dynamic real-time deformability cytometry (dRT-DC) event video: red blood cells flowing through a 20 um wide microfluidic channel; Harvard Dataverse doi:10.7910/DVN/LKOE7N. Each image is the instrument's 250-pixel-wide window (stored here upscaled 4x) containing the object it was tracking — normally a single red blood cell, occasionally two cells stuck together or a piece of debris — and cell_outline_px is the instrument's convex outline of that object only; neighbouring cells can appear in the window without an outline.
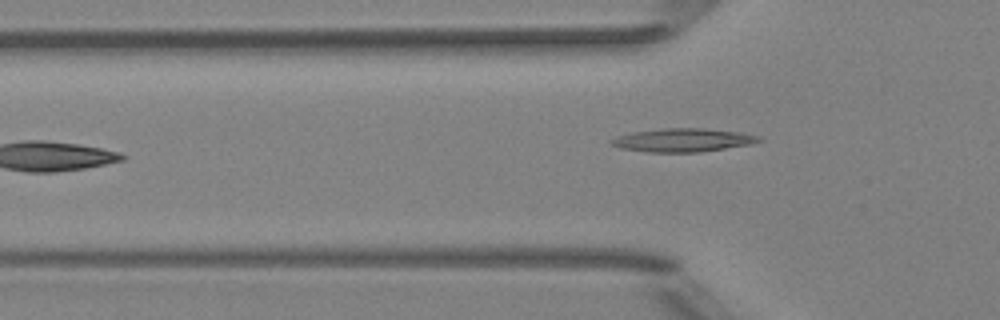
{"species": "Egyptian fruit bat (a non-hibernating species)", "species_latin": "Rousettus aegyptiacus", "temperature_condition": "room temperature", "stored_images_in_passage": 6, "camera_frame_rate_fps": 3000, "um_per_image_px": 0.085, "animal": {"sex": "female"}, "frame": {"image": 1, "passage_image": 6, "time_ms": 6.667, "image_size_px": [1000, 320], "cell_outline_px": [[764, 140], [752, 144], [700, 152], [648, 152], [620, 148], [608, 144], [608, 140], [616, 136], [632, 132], [660, 128], [704, 128], [740, 132], [760, 136]], "centroid_in_image_um": [58.01, 11.9], "position_along_channel_um": 67.8, "area_um2": 20.4}}